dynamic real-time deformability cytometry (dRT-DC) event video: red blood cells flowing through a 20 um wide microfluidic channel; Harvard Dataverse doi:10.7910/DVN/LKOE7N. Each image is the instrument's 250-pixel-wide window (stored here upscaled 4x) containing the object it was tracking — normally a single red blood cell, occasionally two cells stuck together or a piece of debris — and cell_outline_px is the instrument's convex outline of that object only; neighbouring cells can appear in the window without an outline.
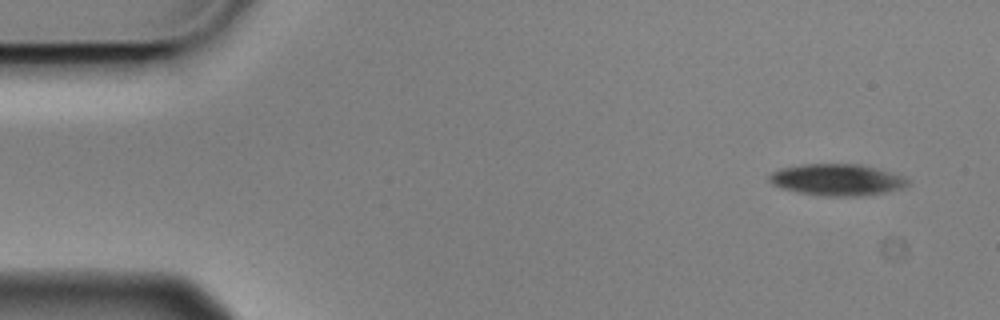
{"species": "Egyptian fruit bat (a non-hibernating species)", "species_latin": "Rousettus aegyptiacus", "temperature_condition": "cold", "stored_images_in_passage": 10, "camera_frame_rate_fps": 3000, "um_per_image_px": 0.085, "animal": {"sex": "male"}, "frame": {"image": 1, "passage_image": 1, "time_ms": 0.0, "image_size_px": [1000, 320], "cell_outline_px": [[912, 180], [904, 188], [888, 192], [860, 196], [824, 196], [796, 192], [780, 188], [772, 184], [768, 180], [768, 176], [772, 172], [780, 168], [800, 164], [860, 164], [876, 168], [904, 176]], "centroid_in_image_um": [71.15, 15.28], "position_along_channel_um": 13.8, "area_um2": 25.84}}
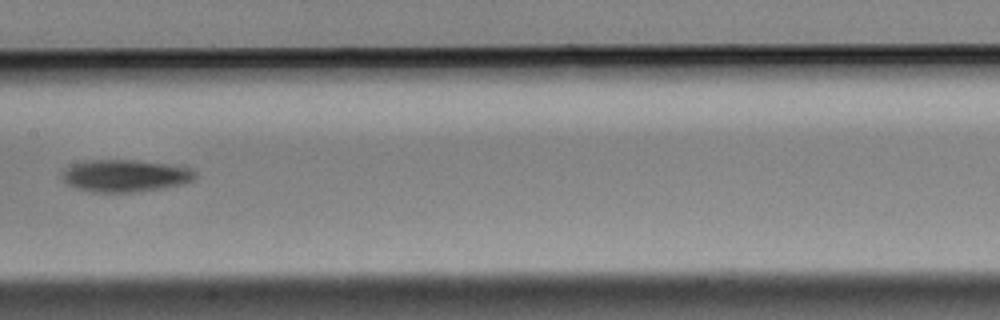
{"frame": {"image": 2, "passage_image": 7, "time_ms": 2.0, "image_size_px": [1000, 320], "cell_outline_px": [[196, 176], [192, 180], [184, 184], [160, 188], [132, 192], [92, 192], [76, 188], [68, 184], [60, 176], [60, 172], [64, 168], [72, 164], [84, 160], [136, 160], [172, 164], [192, 168], [196, 172]], "centroid_in_image_um": [10.62, 14.92], "position_along_channel_um": 196.8, "area_um2": 25.26}}
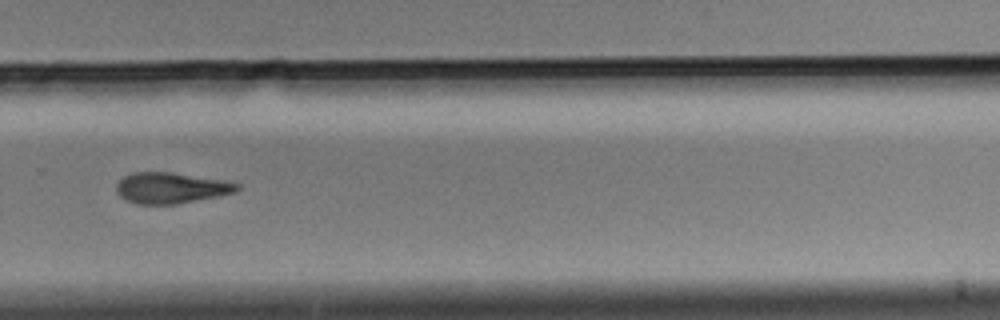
{"frame": {"image": 3, "passage_image": 10, "time_ms": 3.0, "image_size_px": [1000, 320], "cell_outline_px": [[240, 188], [236, 192], [176, 204], [136, 204], [124, 200], [116, 192], [116, 184], [124, 176], [132, 172], [168, 172], [224, 180], [240, 184]], "centroid_in_image_um": [14.5, 15.97], "position_along_channel_um": 315.3, "area_um2": 21.68}}